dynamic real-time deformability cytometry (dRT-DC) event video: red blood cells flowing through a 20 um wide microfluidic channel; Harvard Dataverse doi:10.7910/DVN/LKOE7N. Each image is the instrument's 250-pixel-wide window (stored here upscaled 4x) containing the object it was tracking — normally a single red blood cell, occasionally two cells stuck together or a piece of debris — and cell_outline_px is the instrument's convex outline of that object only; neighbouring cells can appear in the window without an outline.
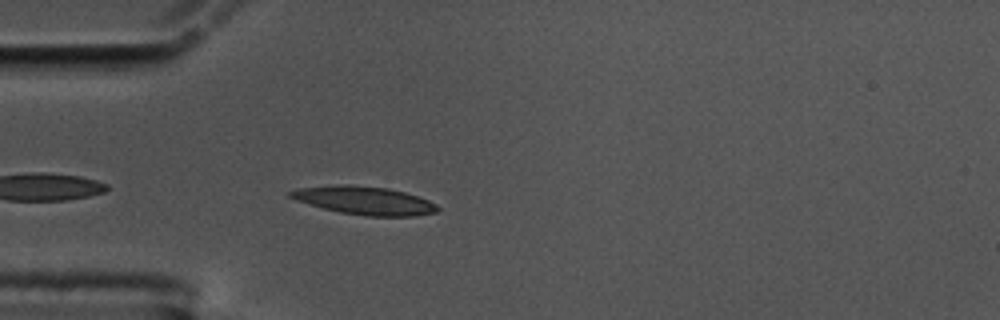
{"species": "common noctule bat (a hibernating species)", "species_latin": "Nyctalus noctula", "temperature_condition": "cold", "stored_images_in_passage": 24, "camera_frame_rate_fps": 3000, "um_per_image_px": 0.085, "animal": {"sex": "male", "body_mass_g": 17.5, "forearm_length_mm": 52.3}, "frame": {"image": 1, "passage_image": 3, "time_ms": 0.667, "image_size_px": [1000, 320], "cell_outline_px": [[440, 208], [436, 212], [412, 216], [368, 216], [340, 212], [324, 208], [296, 200], [288, 196], [288, 192], [300, 188], [344, 184], [348, 184], [388, 188], [404, 192], [428, 200], [436, 204]], "centroid_in_image_um": [30.99, 17.04], "position_along_channel_um": 54.0, "area_um2": 23.87}}
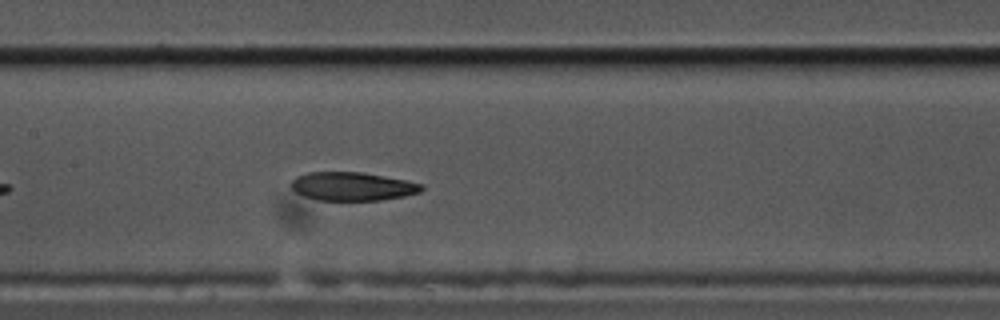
{"frame": {"image": 2, "passage_image": 14, "time_ms": 4.333, "image_size_px": [1000, 320], "cell_outline_px": [[424, 188], [420, 192], [404, 196], [380, 200], [316, 200], [304, 196], [296, 192], [292, 188], [292, 180], [296, 176], [308, 172], [360, 172], [404, 180], [424, 184]], "centroid_in_image_um": [29.94, 15.84], "position_along_channel_um": 177.5, "area_um2": 21.5}}
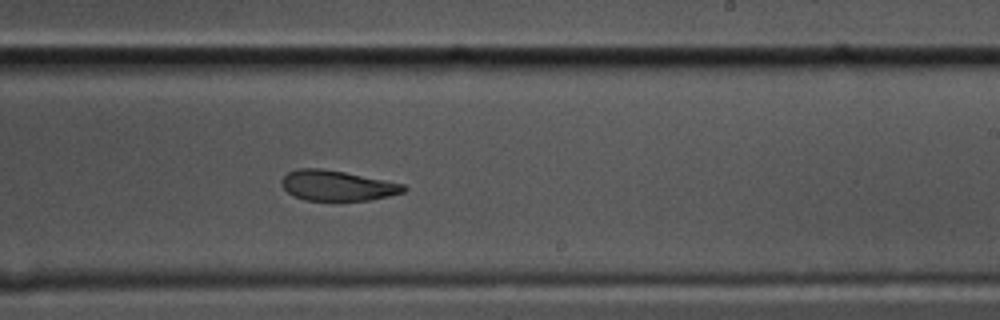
{"frame": {"image": 3, "passage_image": 21, "time_ms": 6.667, "image_size_px": [1000, 320], "cell_outline_px": [[408, 188], [404, 192], [388, 196], [368, 200], [304, 200], [292, 196], [280, 184], [280, 180], [288, 172], [296, 168], [320, 168], [344, 172], [404, 184]], "centroid_in_image_um": [28.62, 15.77], "position_along_channel_um": 260.4, "area_um2": 21.5}}